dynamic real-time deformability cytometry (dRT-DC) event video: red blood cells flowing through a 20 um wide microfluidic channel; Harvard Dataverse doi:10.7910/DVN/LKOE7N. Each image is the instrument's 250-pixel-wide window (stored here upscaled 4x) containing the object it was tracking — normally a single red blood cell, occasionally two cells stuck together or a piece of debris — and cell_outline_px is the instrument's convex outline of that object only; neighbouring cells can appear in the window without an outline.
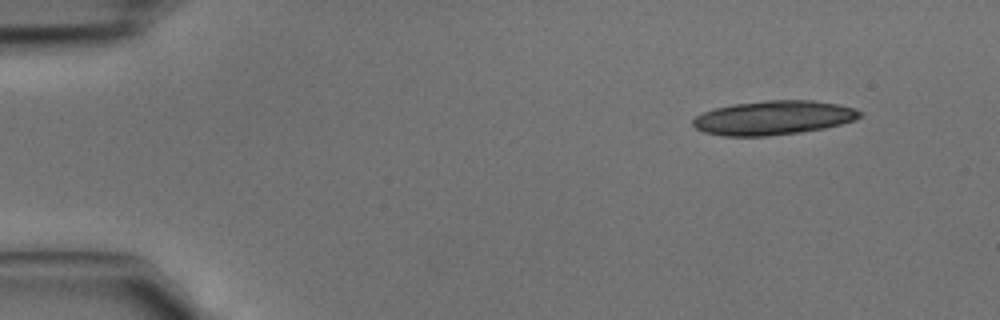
{"species": "common noctule bat (a hibernating species)", "species_latin": "Nyctalus noctula", "temperature_condition": "cold", "stored_images_in_passage": 3, "camera_frame_rate_fps": 3000, "um_per_image_px": 0.085, "animal": {"sex": "male", "body_mass_g": 15.6}, "frame": {"image": 1, "passage_image": 1, "time_ms": 0.0, "image_size_px": [1000, 320], "cell_outline_px": [[864, 116], [856, 120], [824, 128], [800, 132], [768, 136], [724, 136], [704, 132], [696, 128], [692, 124], [692, 120], [696, 116], [704, 112], [716, 108], [732, 104], [764, 100], [812, 100], [840, 104], [856, 108], [864, 112]], "centroid_in_image_um": [65.8, 10.0], "position_along_channel_um": 19.2, "area_um2": 33.47}}